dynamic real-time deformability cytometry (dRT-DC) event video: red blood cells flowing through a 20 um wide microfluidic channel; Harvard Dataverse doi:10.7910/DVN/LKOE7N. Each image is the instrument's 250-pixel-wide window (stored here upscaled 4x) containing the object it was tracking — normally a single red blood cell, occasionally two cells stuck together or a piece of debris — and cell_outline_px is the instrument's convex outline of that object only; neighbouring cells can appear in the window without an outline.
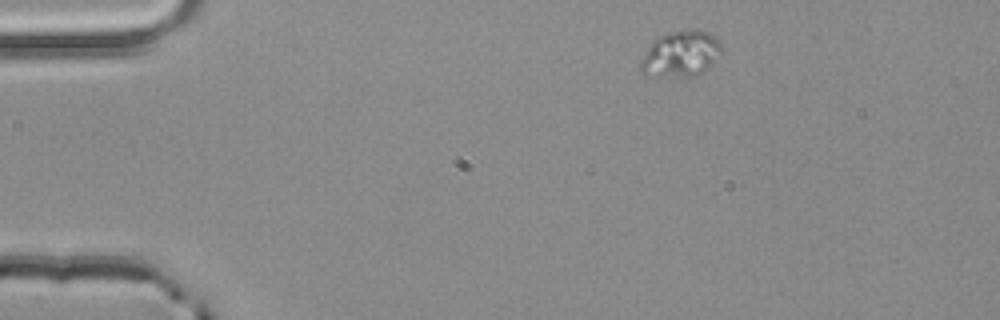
{"species": "common noctule bat (a hibernating species)", "species_latin": "Nyctalus noctula", "temperature_condition": "room temperature", "stored_images_in_passage": 4, "camera_frame_rate_fps": 3000, "um_per_image_px": 0.085, "animal": {"sex": "male", "body_mass_g": 20.4}, "frame": {"image": 1, "passage_image": 1, "time_ms": 0.0, "image_size_px": [1000, 320], "cell_outline_px": [[724, 48], [712, 64], [704, 72], [692, 76], [644, 76], [640, 72], [640, 60], [652, 40], [668, 32], [684, 28], [700, 28], [708, 32]], "centroid_in_image_um": [57.83, 4.56], "position_along_channel_um": 27.2, "area_um2": 22.14}}